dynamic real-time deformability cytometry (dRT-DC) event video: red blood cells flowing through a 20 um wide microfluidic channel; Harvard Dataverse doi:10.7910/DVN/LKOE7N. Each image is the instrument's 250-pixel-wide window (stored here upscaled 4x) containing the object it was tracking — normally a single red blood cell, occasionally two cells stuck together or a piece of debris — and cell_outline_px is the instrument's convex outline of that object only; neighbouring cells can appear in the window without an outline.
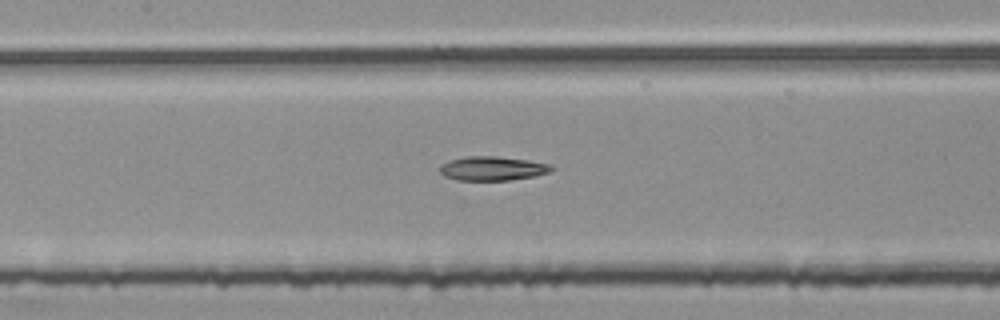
{"species": "common noctule bat (a hibernating species)", "species_latin": "Nyctalus noctula", "temperature_condition": "room temperature", "stored_images_in_passage": 56, "segment_of_instrument_passage": [2, 2], "camera_frame_rate_fps": 3000, "um_per_image_px": 0.085, "animal": {"sex": "female", "body_mass_g": 25.1}, "frame": {"image": 1, "passage_image": 26, "time_ms": 8.333, "image_size_px": [1000, 320], "cell_outline_px": [[556, 168], [548, 172], [536, 176], [508, 180], [456, 180], [444, 176], [440, 172], [440, 168], [448, 160], [468, 156], [496, 156], [524, 160], [548, 164]], "centroid_in_image_um": [41.84, 14.32], "position_along_channel_um": 165.6, "area_um2": 15.49}}
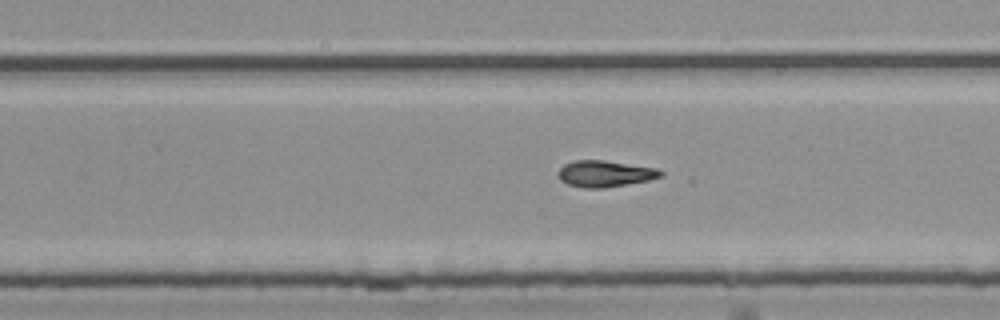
{"frame": {"image": 2, "passage_image": 35, "time_ms": 11.333, "image_size_px": [1000, 320], "cell_outline_px": [[664, 176], [648, 180], [604, 188], [584, 188], [568, 184], [560, 180], [556, 172], [564, 164], [576, 160], [604, 160], [656, 168], [664, 172]], "centroid_in_image_um": [51.41, 14.76], "position_along_channel_um": 278.4, "area_um2": 15.78}}
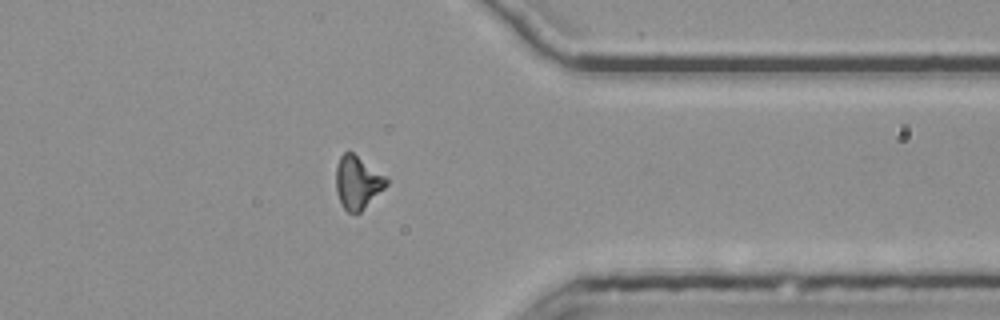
{"frame": {"image": 3, "passage_image": 44, "time_ms": 14.333, "image_size_px": [1000, 320], "cell_outline_px": [[388, 184], [360, 212], [348, 212], [344, 208], [336, 192], [336, 164], [340, 156], [344, 152], [352, 152], [384, 176], [388, 180]], "centroid_in_image_um": [30.36, 15.5], "position_along_channel_um": 381.0, "area_um2": 15.14}}